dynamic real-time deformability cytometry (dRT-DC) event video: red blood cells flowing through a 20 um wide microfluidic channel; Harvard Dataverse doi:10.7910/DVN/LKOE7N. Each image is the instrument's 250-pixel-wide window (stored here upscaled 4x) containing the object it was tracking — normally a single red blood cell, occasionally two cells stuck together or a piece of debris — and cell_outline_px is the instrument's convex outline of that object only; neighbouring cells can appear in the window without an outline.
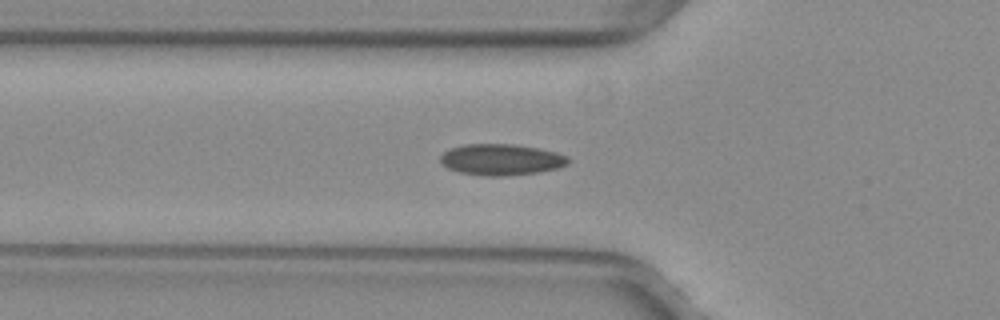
{"species": "common noctule bat (a hibernating species)", "species_latin": "Nyctalus noctula", "temperature_condition": "warm", "stored_images_in_passage": 36, "camera_frame_rate_fps": 3000, "um_per_image_px": 0.085, "animal": {"sex": "female", "body_mass_g": 29.2, "forearm_length_mm": 56.3}, "frame": {"image": 1, "passage_image": 2, "time_ms": 0.333, "image_size_px": [1000, 320], "cell_outline_px": [[572, 160], [568, 164], [560, 168], [536, 172], [504, 176], [484, 176], [460, 172], [448, 168], [440, 164], [440, 156], [444, 152], [452, 148], [464, 144], [512, 144], [536, 148], [556, 152], [568, 156]], "centroid_in_image_um": [42.62, 13.57], "position_along_channel_um": 83.2, "area_um2": 23.29}}
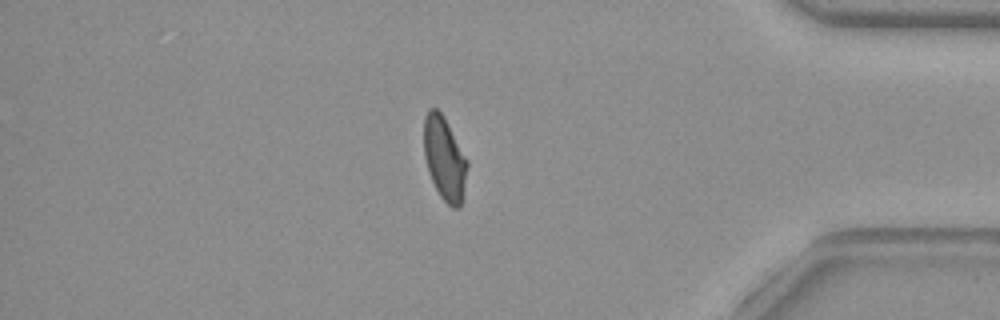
{"frame": {"image": 2, "passage_image": 28, "time_ms": 9.0, "image_size_px": [1000, 320], "cell_outline_px": [[468, 164], [460, 208], [452, 208], [440, 196], [428, 172], [424, 156], [424, 116], [428, 108], [436, 108], [440, 112], [468, 160]], "centroid_in_image_um": [37.76, 13.48], "position_along_channel_um": 397.4, "area_um2": 20.81}}
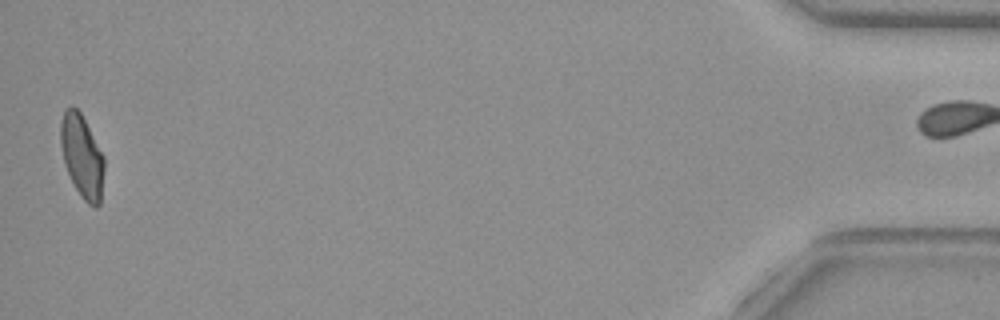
{"frame": {"image": 3, "passage_image": 35, "time_ms": 11.333, "image_size_px": [1000, 320], "cell_outline_px": [[104, 168], [100, 204], [96, 208], [88, 204], [84, 200], [76, 188], [64, 164], [60, 144], [60, 124], [64, 112], [68, 108], [76, 108], [80, 112], [104, 156]], "centroid_in_image_um": [6.97, 13.3], "position_along_channel_um": 428.2, "area_um2": 20.75}, "authors_computed_cell_mechanics": {"area_um2": 21.9062, "velocity_mm_per_s": 3.9973, "shape_relaxation_time_tau1_ms": null, "shape_relaxation_time_tau2_ms": 1.3048, "deformation_change_tau1": null, "deformation_change_tau2": 0.0629}}